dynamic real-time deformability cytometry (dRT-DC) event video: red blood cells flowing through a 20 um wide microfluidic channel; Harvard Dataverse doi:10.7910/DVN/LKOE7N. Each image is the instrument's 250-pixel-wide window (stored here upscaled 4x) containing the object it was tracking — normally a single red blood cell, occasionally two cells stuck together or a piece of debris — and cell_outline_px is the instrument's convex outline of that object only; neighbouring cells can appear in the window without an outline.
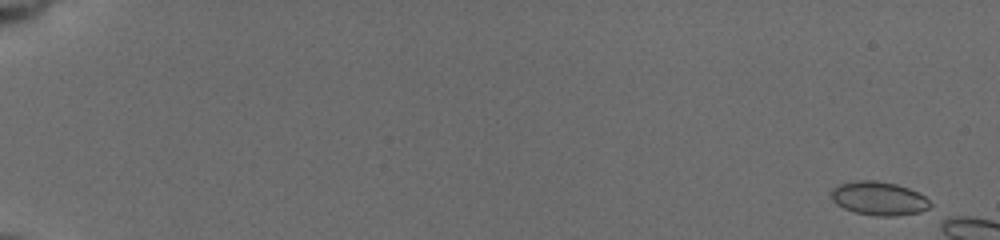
{"species": "common noctule bat (a hibernating species)", "species_latin": "Nyctalus noctula", "temperature_condition": "cold", "stored_images_in_passage": 10, "camera_frame_rate_fps": 3000, "um_per_image_px": 0.085, "animal": {"sex": "female", "body_mass_g": 19.5, "forearm_length_mm": 54.1}, "frame": {"image": 1, "passage_image": 2, "time_ms": 0.333, "image_size_px": [1000, 240], "cell_outline_px": [[932, 204], [928, 208], [920, 212], [896, 216], [876, 216], [856, 212], [844, 208], [836, 204], [832, 200], [832, 188], [840, 184], [852, 180], [876, 180], [896, 184], [908, 188], [924, 196]], "centroid_in_image_um": [74.69, 16.86], "position_along_channel_um": 10.3, "area_um2": 19.36}}